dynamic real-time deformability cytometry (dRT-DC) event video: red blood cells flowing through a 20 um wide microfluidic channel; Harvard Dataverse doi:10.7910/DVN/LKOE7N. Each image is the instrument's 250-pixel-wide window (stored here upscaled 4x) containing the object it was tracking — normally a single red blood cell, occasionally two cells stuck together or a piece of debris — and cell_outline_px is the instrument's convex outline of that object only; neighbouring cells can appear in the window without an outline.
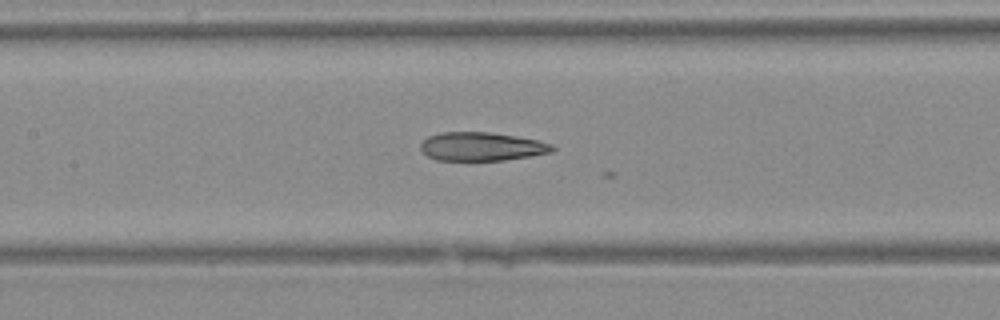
{"species": "Egyptian fruit bat (a non-hibernating species)", "species_latin": "Rousettus aegyptiacus", "temperature_condition": "warm", "stored_images_in_passage": 29, "camera_frame_rate_fps": 3000, "um_per_image_px": 0.085, "animal": {"sex": "female"}, "frame": {"image": 1, "passage_image": 17, "time_ms": 5.333, "image_size_px": [1000, 320], "cell_outline_px": [[556, 148], [552, 152], [504, 160], [436, 160], [428, 156], [420, 148], [420, 144], [428, 136], [440, 132], [492, 132], [540, 140], [552, 144]], "centroid_in_image_um": [40.95, 12.44], "position_along_channel_um": 166.4, "area_um2": 21.96}}
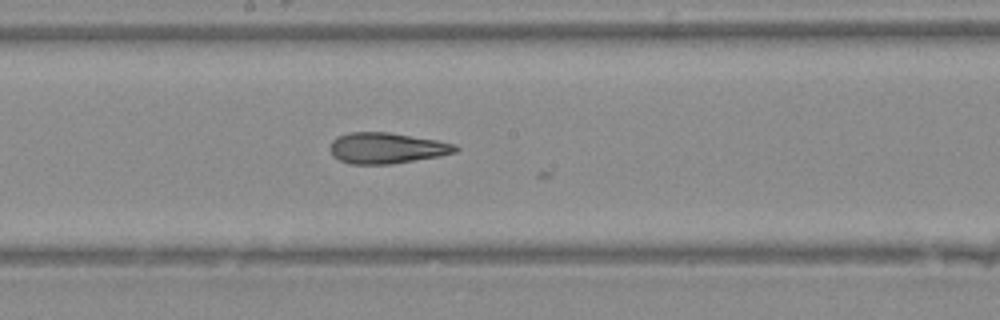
{"frame": {"image": 2, "passage_image": 20, "time_ms": 6.333, "image_size_px": [1000, 320], "cell_outline_px": [[460, 148], [456, 152], [440, 156], [392, 164], [352, 164], [340, 160], [332, 156], [328, 148], [332, 140], [336, 136], [348, 132], [388, 132], [436, 140], [456, 144]], "centroid_in_image_um": [32.84, 12.58], "position_along_channel_um": 215.4, "area_um2": 22.77}}